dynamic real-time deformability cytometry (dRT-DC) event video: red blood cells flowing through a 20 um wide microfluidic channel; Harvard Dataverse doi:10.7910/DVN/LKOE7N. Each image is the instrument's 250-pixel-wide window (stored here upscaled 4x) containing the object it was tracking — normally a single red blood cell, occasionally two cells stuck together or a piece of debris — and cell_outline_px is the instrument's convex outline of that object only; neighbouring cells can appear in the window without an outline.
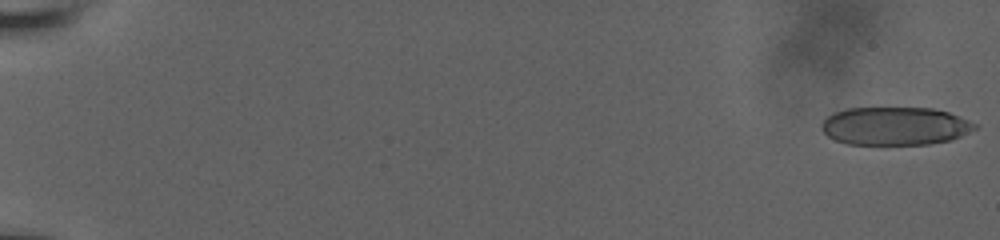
{"species": "human", "species_latin": "Homo sapiens", "temperature_condition": "room temperature", "stored_images_in_passage": 57, "camera_frame_rate_fps": 3000, "um_per_image_px": 0.085, "donor": {"sex": "male"}, "frame": {"image": 1, "passage_image": 1, "time_ms": 0.0, "image_size_px": [1000, 240], "cell_outline_px": [[976, 128], [960, 136], [948, 140], [928, 144], [848, 144], [836, 140], [828, 136], [820, 128], [820, 124], [832, 112], [848, 108], [932, 108], [948, 112], [960, 116], [976, 124]], "centroid_in_image_um": [76.04, 10.7], "position_along_channel_um": 9.0, "area_um2": 33.93}}
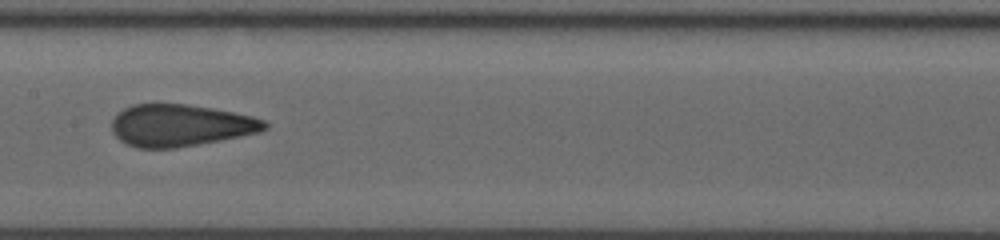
{"frame": {"image": 2, "passage_image": 32, "time_ms": 10.333, "image_size_px": [1000, 240], "cell_outline_px": [[268, 128], [260, 132], [220, 140], [176, 148], [136, 148], [120, 140], [112, 132], [112, 120], [124, 108], [132, 104], [188, 104], [212, 108], [252, 116], [264, 120], [268, 124]], "centroid_in_image_um": [15.33, 10.66], "position_along_channel_um": 192.1, "area_um2": 37.28}}
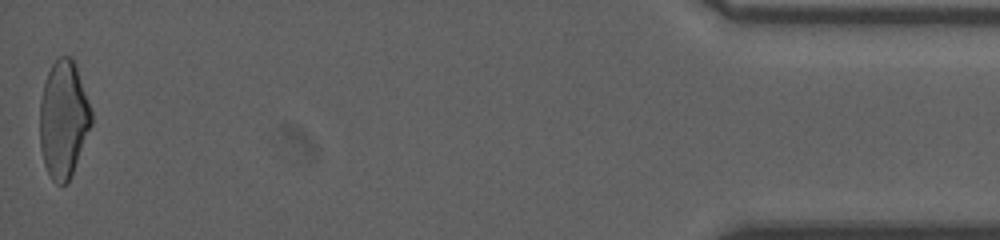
{"frame": {"image": 3, "passage_image": 57, "time_ms": 18.667, "image_size_px": [1000, 240], "cell_outline_px": [[92, 124], [72, 172], [68, 180], [64, 184], [56, 184], [52, 180], [44, 164], [40, 148], [40, 100], [44, 84], [48, 72], [52, 64], [60, 56], [72, 56], [76, 64], [92, 112]], "centroid_in_image_um": [5.39, 10.11], "position_along_channel_um": 429.8, "area_um2": 34.97}, "authors_computed_cell_mechanics": {"area_um2": 37.0498, "velocity_mm_per_s": 3.8465, "shape_relaxation_time_tau1_ms": null, "shape_relaxation_time_tau2_ms": 0.9921, "deformation_change_tau1": null, "deformation_change_tau2": 0.0824}}